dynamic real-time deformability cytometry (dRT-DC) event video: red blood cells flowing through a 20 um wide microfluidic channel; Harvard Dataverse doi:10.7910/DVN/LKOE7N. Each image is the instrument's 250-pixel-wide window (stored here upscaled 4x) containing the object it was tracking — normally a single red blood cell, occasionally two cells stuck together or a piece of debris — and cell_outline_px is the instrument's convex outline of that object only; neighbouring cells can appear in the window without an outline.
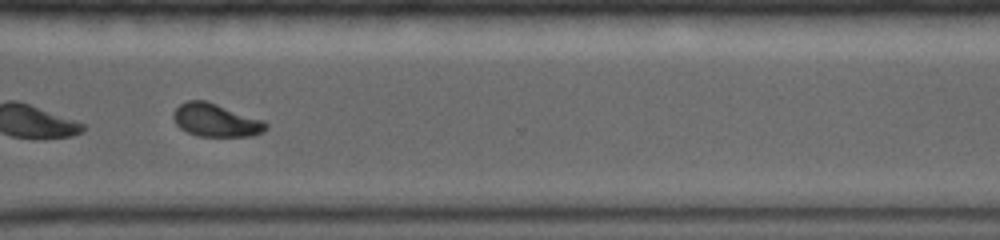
{"species": "common noctule bat (a hibernating species)", "species_latin": "Nyctalus noctula", "temperature_condition": "warm", "stored_images_in_passage": 23, "camera_frame_rate_fps": 5000, "um_per_image_px": 0.085, "animal": {"sex": "female", "body_mass_g": 19.0, "forearm_length_mm": 56.7}, "frame": {"image": 1, "passage_image": 14, "time_ms": 8.0, "image_size_px": [1000, 240], "cell_outline_px": [[268, 128], [264, 132], [252, 136], [200, 136], [188, 132], [180, 128], [176, 124], [172, 116], [172, 112], [180, 104], [188, 100], [204, 100], [264, 120], [268, 124]], "centroid_in_image_um": [18.35, 10.22], "position_along_channel_um": 352.2, "area_um2": 17.8}}